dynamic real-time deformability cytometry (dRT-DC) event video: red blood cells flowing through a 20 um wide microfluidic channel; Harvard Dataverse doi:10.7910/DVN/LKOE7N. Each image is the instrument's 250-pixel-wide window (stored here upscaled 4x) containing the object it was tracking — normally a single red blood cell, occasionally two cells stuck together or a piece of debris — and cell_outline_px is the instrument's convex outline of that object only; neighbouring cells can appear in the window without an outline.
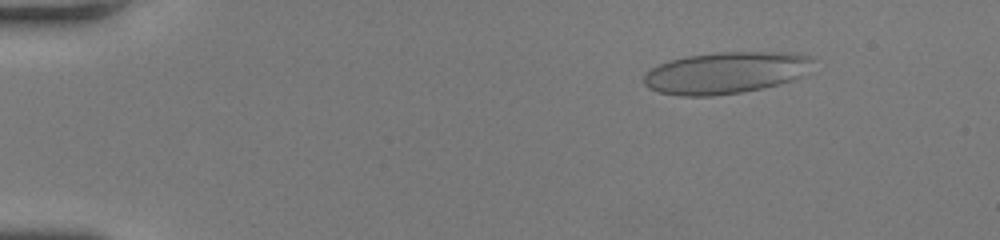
{"species": "human", "species_latin": "Homo sapiens", "temperature_condition": "room temperature", "stored_images_in_passage": 50, "camera_frame_rate_fps": 3000, "um_per_image_px": 0.085, "donor": {"sex": "female"}, "frame": {"image": 1, "passage_image": 7, "time_ms": 2.0, "image_size_px": [1000, 240], "cell_outline_px": [[812, 60], [800, 76], [792, 80], [780, 84], [740, 92], [712, 96], [680, 96], [660, 92], [648, 88], [644, 84], [644, 76], [652, 68], [668, 60], [684, 56], [716, 52], [792, 52], [812, 56]], "centroid_in_image_um": [61.64, 6.17], "position_along_channel_um": 23.4, "area_um2": 40.92}}
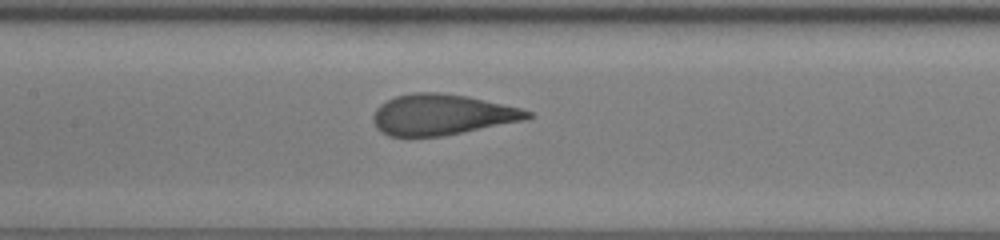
{"frame": {"image": 2, "passage_image": 25, "time_ms": 8.0, "image_size_px": [1000, 240], "cell_outline_px": [[536, 116], [528, 120], [444, 136], [388, 136], [380, 132], [376, 128], [372, 120], [372, 116], [376, 108], [380, 104], [396, 96], [412, 92], [440, 92], [468, 96], [520, 108], [532, 112]], "centroid_in_image_um": [37.58, 9.75], "position_along_channel_um": 169.8, "area_um2": 37.11}}
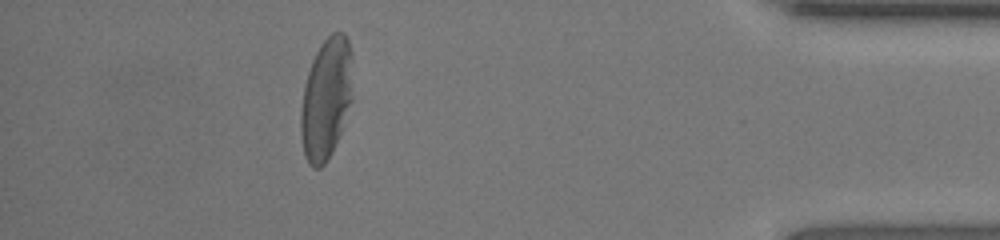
{"frame": {"image": 3, "passage_image": 45, "time_ms": 14.667, "image_size_px": [1000, 240], "cell_outline_px": [[352, 100], [340, 132], [324, 164], [320, 168], [312, 168], [308, 164], [304, 156], [300, 132], [300, 108], [304, 84], [312, 60], [320, 44], [332, 32], [344, 32], [348, 40], [352, 52]], "centroid_in_image_um": [27.71, 8.34], "position_along_channel_um": 407.5, "area_um2": 36.88}, "authors_computed_cell_mechanics": {"area_um2": 37.5411, "velocity_mm_per_s": 4.2222, "shape_relaxation_time_tau1_ms": 5.3343, "shape_relaxation_time_tau2_ms": null, "deformation_change_tau1": 0.1923, "deformation_change_tau2": null}}